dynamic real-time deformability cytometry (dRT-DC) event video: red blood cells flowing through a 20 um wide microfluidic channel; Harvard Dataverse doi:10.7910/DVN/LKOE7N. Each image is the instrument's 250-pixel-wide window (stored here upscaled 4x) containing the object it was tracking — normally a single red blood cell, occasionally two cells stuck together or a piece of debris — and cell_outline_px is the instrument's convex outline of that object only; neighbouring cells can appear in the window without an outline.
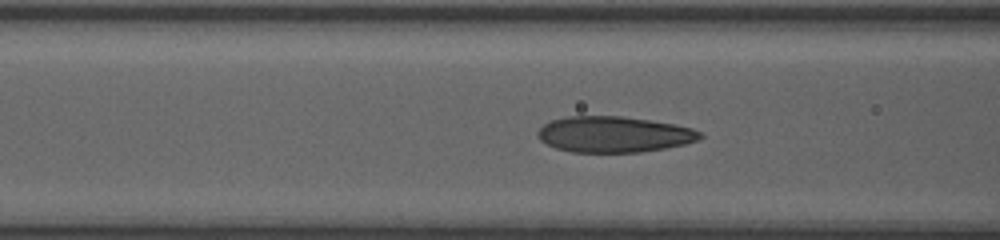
{"species": "human", "species_latin": "Homo sapiens", "temperature_condition": "room temperature", "stored_images_in_passage": 47, "camera_frame_rate_fps": 3000, "um_per_image_px": 0.085, "donor": {"sex": "female"}, "frame": {"image": 1, "passage_image": 18, "time_ms": 5.333, "image_size_px": [1000, 240], "cell_outline_px": [[704, 136], [696, 140], [684, 144], [664, 148], [640, 152], [572, 152], [556, 148], [540, 140], [536, 136], [536, 132], [544, 124], [552, 120], [568, 116], [620, 116], [676, 124], [692, 128], [704, 132]], "centroid_in_image_um": [52.18, 11.42], "position_along_channel_um": 114.4, "area_um2": 33.99}}
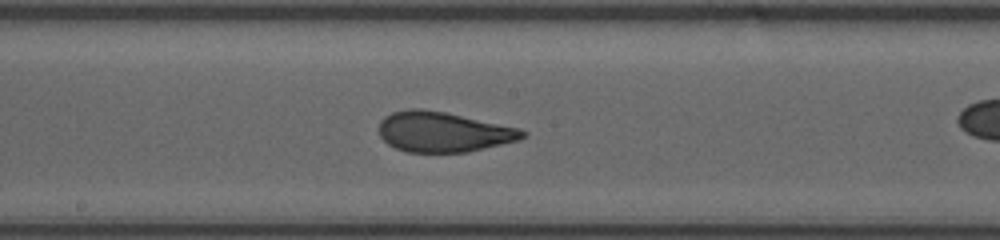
{"frame": {"image": 2, "passage_image": 30, "time_ms": 7.667, "image_size_px": [1000, 240], "cell_outline_px": [[528, 132], [520, 140], [468, 152], [408, 152], [396, 148], [388, 144], [380, 136], [380, 120], [384, 116], [392, 112], [408, 108], [420, 108], [444, 112], [520, 128]], "centroid_in_image_um": [37.68, 11.21], "position_along_channel_um": 210.5, "area_um2": 33.58}}
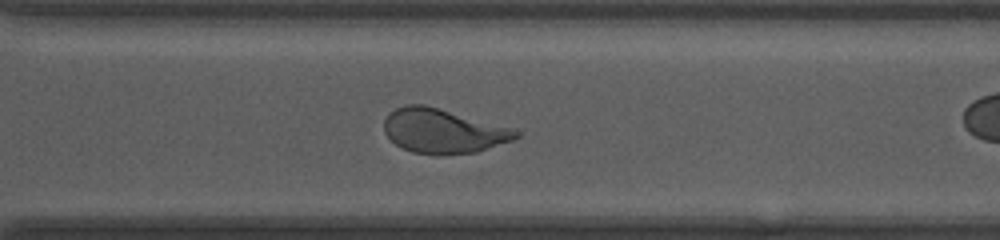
{"frame": {"image": 3, "passage_image": 43, "time_ms": 10.667, "image_size_px": [1000, 240], "cell_outline_px": [[520, 136], [512, 140], [476, 152], [440, 156], [436, 156], [412, 152], [396, 144], [384, 132], [384, 120], [396, 108], [404, 104], [424, 104], [512, 128], [520, 132]], "centroid_in_image_um": [37.65, 11.15], "position_along_channel_um": 332.9, "area_um2": 33.99}}